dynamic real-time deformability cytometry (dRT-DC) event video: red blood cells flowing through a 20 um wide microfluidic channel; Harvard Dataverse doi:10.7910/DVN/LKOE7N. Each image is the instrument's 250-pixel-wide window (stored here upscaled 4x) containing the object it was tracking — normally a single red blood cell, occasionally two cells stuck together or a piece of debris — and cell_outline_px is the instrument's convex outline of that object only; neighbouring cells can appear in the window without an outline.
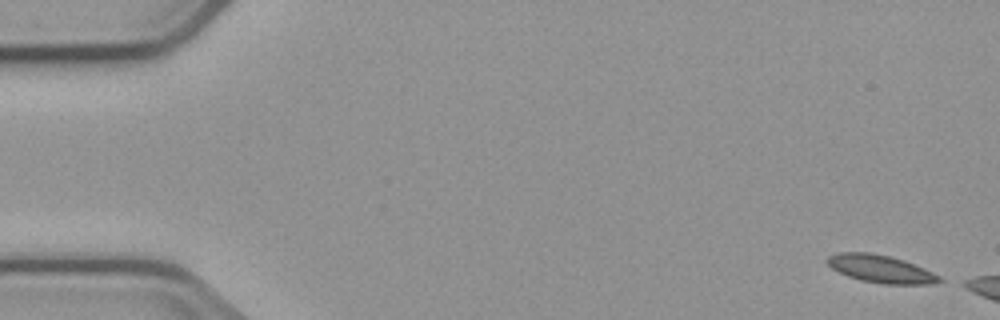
{"species": "common noctule bat (a hibernating species)", "species_latin": "Nyctalus noctula", "temperature_condition": "cold", "stored_images_in_passage": 3, "camera_frame_rate_fps": 3000, "um_per_image_px": 0.085, "animal": {"sex": "male", "body_mass_g": 23.1, "forearm_length_mm": 52.7}, "frame": {"image": 1, "passage_image": 1, "time_ms": 0.0, "image_size_px": [1000, 320], "cell_outline_px": [[944, 280], [932, 284], [884, 284], [860, 280], [848, 276], [832, 268], [824, 260], [828, 256], [836, 252], [868, 252], [888, 256], [904, 260], [932, 272], [940, 276]], "centroid_in_image_um": [74.84, 22.85], "position_along_channel_um": 10.2, "area_um2": 18.03}}